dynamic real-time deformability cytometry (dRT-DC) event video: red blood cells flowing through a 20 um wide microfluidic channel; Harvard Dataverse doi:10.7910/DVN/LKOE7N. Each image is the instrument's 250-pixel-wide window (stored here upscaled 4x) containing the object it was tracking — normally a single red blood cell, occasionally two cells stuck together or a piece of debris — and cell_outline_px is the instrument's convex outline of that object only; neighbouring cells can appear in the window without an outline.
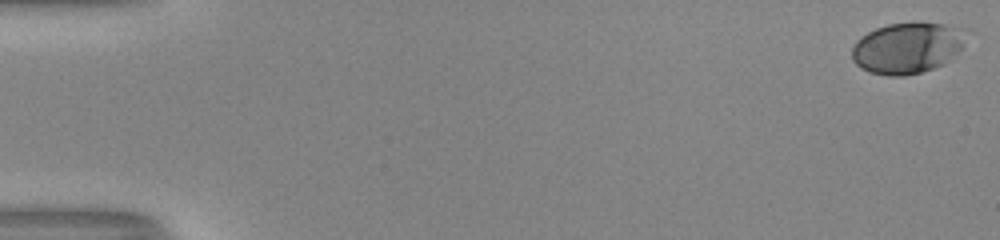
{"species": "human", "species_latin": "Homo sapiens", "temperature_condition": "room temperature", "stored_images_in_passage": 54, "camera_frame_rate_fps": 3000, "um_per_image_px": 0.085, "donor": {"sex": "male"}, "frame": {"image": 1, "passage_image": 1, "time_ms": 0.0, "image_size_px": [1000, 240], "cell_outline_px": [[964, 44], [944, 64], [920, 72], [904, 76], [888, 76], [868, 72], [860, 68], [852, 60], [852, 48], [856, 40], [868, 32], [876, 28], [888, 24], [912, 20], [916, 20], [944, 24], [960, 28]], "centroid_in_image_um": [77.05, 4.05], "position_along_channel_um": 8.0, "area_um2": 34.1}}
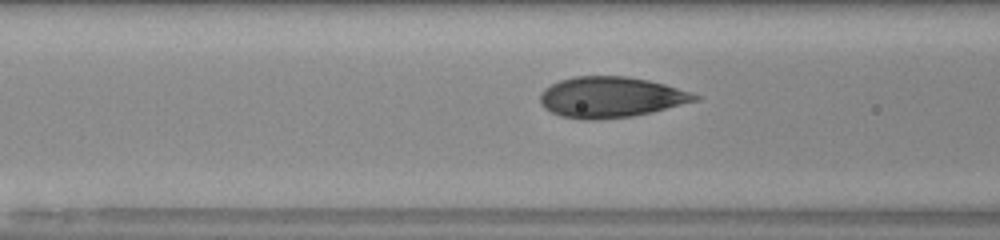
{"frame": {"image": 2, "passage_image": 23, "time_ms": 7.333, "image_size_px": [1000, 240], "cell_outline_px": [[700, 100], [652, 112], [632, 116], [596, 120], [584, 120], [560, 116], [544, 108], [540, 104], [540, 92], [544, 88], [560, 80], [576, 76], [628, 76], [648, 80], [664, 84], [692, 92], [700, 96]], "centroid_in_image_um": [51.91, 8.26], "position_along_channel_um": 114.7, "area_um2": 36.93}}
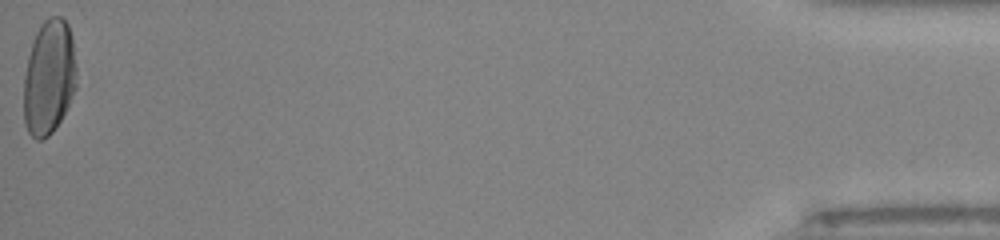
{"frame": {"image": 3, "passage_image": 54, "time_ms": 17.667, "image_size_px": [1000, 240], "cell_outline_px": [[76, 88], [60, 120], [52, 132], [48, 136], [40, 140], [36, 140], [28, 132], [24, 124], [24, 76], [28, 56], [32, 40], [40, 24], [48, 16], [60, 16], [68, 24], [72, 36], [76, 64]], "centroid_in_image_um": [4.16, 6.55], "position_along_channel_um": 431.0, "area_um2": 35.6}, "authors_computed_cell_mechanics": {"area_um2": 35.0846, "velocity_mm_per_s": 4.004, "shape_relaxation_time_tau1_ms": 4.6571, "shape_relaxation_time_tau2_ms": null, "deformation_change_tau1": 0.1899, "deformation_change_tau2": null}}